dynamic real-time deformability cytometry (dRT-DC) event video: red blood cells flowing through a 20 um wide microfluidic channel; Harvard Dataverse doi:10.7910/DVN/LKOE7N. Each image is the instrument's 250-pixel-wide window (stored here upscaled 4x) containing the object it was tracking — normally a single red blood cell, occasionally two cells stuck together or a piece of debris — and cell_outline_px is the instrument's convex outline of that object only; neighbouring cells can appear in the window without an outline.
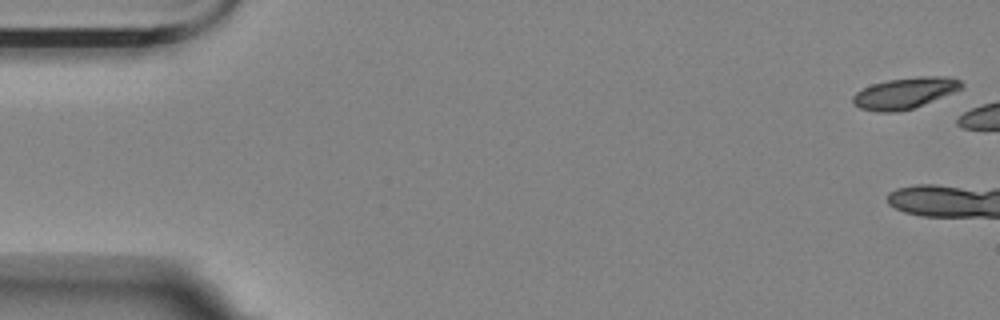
{"species": "Egyptian fruit bat (a non-hibernating species)", "species_latin": "Rousettus aegyptiacus", "temperature_condition": "room temperature", "stored_images_in_passage": 12, "camera_frame_rate_fps": 3000, "um_per_image_px": 0.085, "animal": {"sex": "female"}, "frame": {"image": 1, "passage_image": 1, "time_ms": 0.0, "image_size_px": [1000, 320], "cell_outline_px": [[964, 84], [960, 88], [952, 92], [912, 108], [896, 112], [876, 112], [860, 108], [852, 100], [852, 96], [856, 92], [872, 84], [888, 80], [916, 76], [948, 76], [960, 80]], "centroid_in_image_um": [76.88, 7.9], "position_along_channel_um": 8.1, "area_um2": 19.36}}
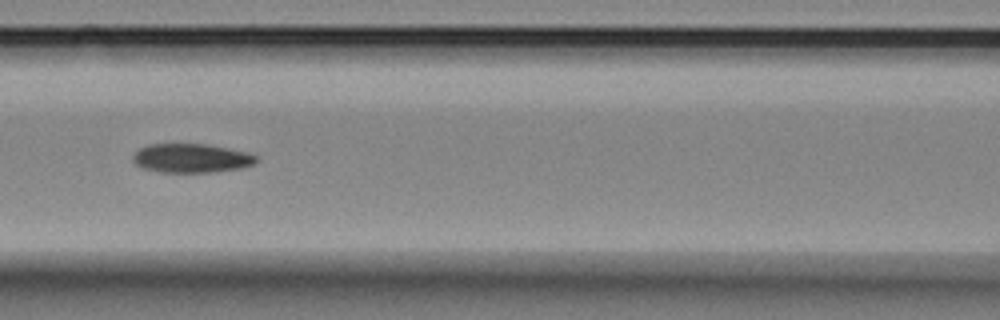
{"frame": {"image": 2, "passage_image": 9, "time_ms": 12.0, "image_size_px": [1000, 320], "cell_outline_px": [[256, 164], [240, 168], [212, 172], [160, 172], [144, 168], [136, 164], [132, 160], [132, 156], [140, 148], [152, 144], [204, 144], [244, 152], [256, 156]], "centroid_in_image_um": [16.23, 13.45], "position_along_channel_um": 150.4, "area_um2": 20.46}}
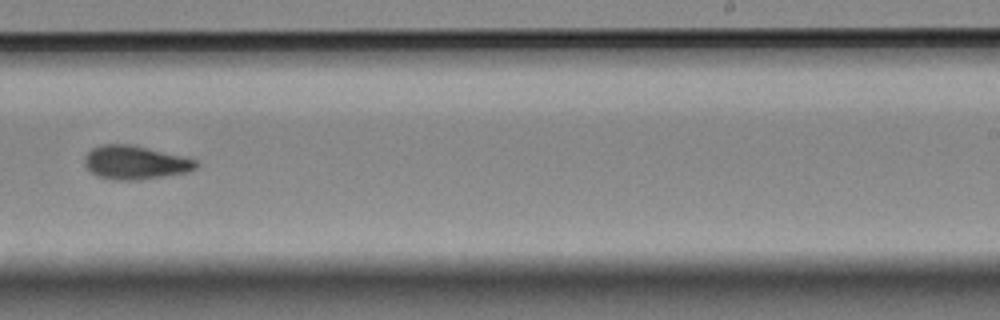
{"frame": {"image": 3, "passage_image": 12, "time_ms": 15.667, "image_size_px": [1000, 320], "cell_outline_px": [[200, 164], [196, 168], [188, 172], [140, 180], [116, 180], [96, 176], [84, 164], [84, 156], [92, 148], [104, 144], [128, 144], [180, 156], [196, 160]], "centroid_in_image_um": [11.47, 13.83], "position_along_channel_um": 277.5, "area_um2": 21.62}}